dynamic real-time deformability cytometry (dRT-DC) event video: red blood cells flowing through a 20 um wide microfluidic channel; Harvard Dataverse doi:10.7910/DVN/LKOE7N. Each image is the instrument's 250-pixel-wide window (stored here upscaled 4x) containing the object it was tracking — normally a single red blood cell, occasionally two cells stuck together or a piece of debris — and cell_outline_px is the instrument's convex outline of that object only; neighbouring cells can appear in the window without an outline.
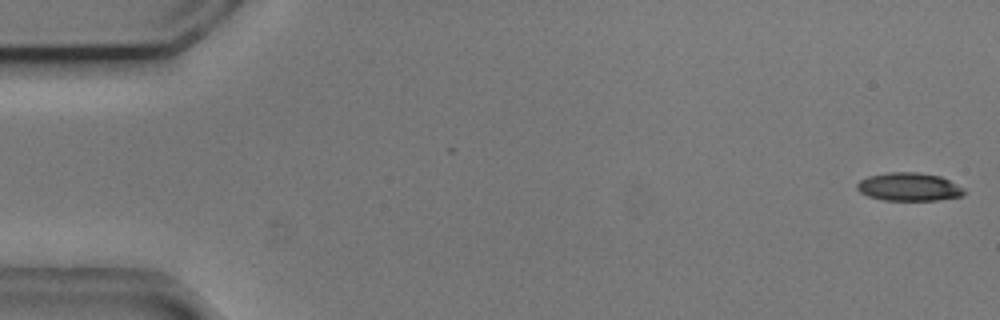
{"species": "common noctule bat (a hibernating species)", "species_latin": "Nyctalus noctula", "temperature_condition": "cold", "stored_images_in_passage": 17, "camera_frame_rate_fps": 3000, "um_per_image_px": 0.085, "animal": {"sex": "male", "body_mass_g": 20.5, "forearm_length_mm": 52.5}, "frame": {"image": 1, "passage_image": 1, "time_ms": 0.0, "image_size_px": [1000, 320], "cell_outline_px": [[968, 192], [960, 196], [940, 200], [884, 200], [868, 196], [860, 192], [856, 188], [856, 184], [860, 180], [868, 176], [888, 172], [916, 172], [940, 176], [964, 188]], "centroid_in_image_um": [77.26, 15.88], "position_along_channel_um": 7.7, "area_um2": 17.63}}
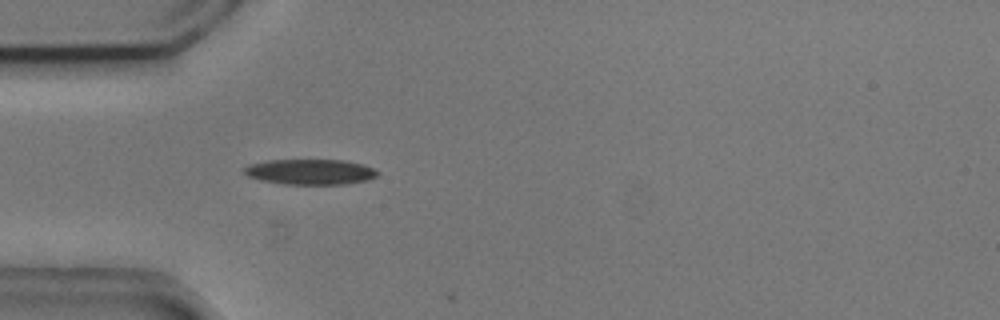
{"frame": {"image": 2, "passage_image": 16, "time_ms": 5.0, "image_size_px": [1000, 320], "cell_outline_px": [[380, 172], [376, 176], [368, 180], [344, 184], [284, 184], [260, 180], [248, 176], [244, 172], [244, 168], [248, 164], [268, 160], [344, 160], [364, 164]], "centroid_in_image_um": [26.38, 14.6], "position_along_channel_um": 58.6, "area_um2": 19.77}}